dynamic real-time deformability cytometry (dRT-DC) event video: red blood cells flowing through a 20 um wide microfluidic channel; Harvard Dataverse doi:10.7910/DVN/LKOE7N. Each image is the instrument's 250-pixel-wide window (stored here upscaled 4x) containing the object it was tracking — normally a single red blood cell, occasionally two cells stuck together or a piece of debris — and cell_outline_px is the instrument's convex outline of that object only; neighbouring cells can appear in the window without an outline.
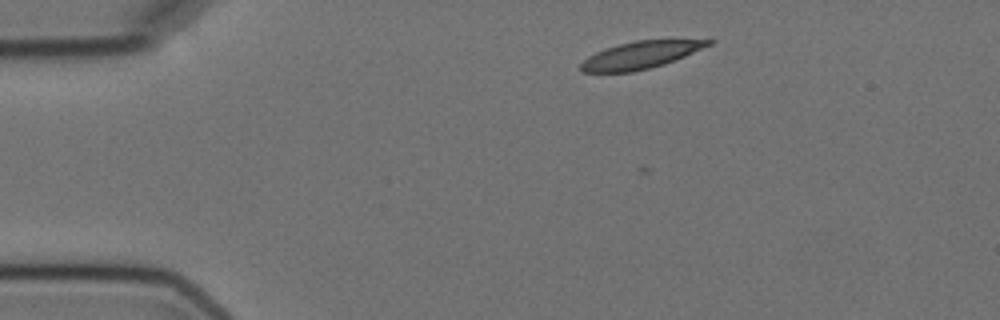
{"species": "Egyptian fruit bat (a non-hibernating species)", "species_latin": "Rousettus aegyptiacus", "temperature_condition": "cold", "stored_images_in_passage": 9, "camera_frame_rate_fps": 3000, "um_per_image_px": 0.085, "animal": {"sex": "female"}, "frame": {"image": 1, "passage_image": 2, "time_ms": 1.0, "image_size_px": [1000, 320], "cell_outline_px": [[716, 40], [712, 44], [684, 56], [664, 64], [632, 72], [584, 72], [580, 68], [580, 64], [588, 56], [596, 52], [620, 44], [636, 40]], "centroid_in_image_um": [54.44, 4.68], "position_along_channel_um": 30.6, "area_um2": 19.83}}
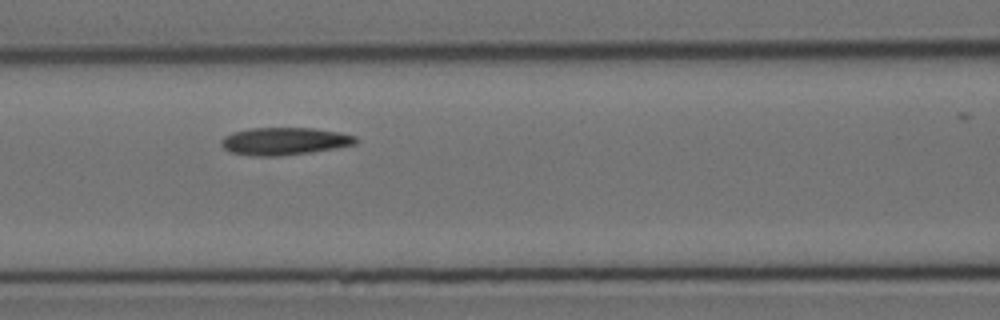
{"frame": {"image": 2, "passage_image": 6, "time_ms": 5.667, "image_size_px": [1000, 320], "cell_outline_px": [[360, 140], [356, 144], [336, 148], [312, 152], [280, 156], [252, 156], [228, 152], [220, 144], [220, 140], [224, 136], [232, 132], [252, 128], [312, 128], [340, 132], [356, 136]], "centroid_in_image_um": [24.17, 12.01], "position_along_channel_um": 142.4, "area_um2": 21.85}}
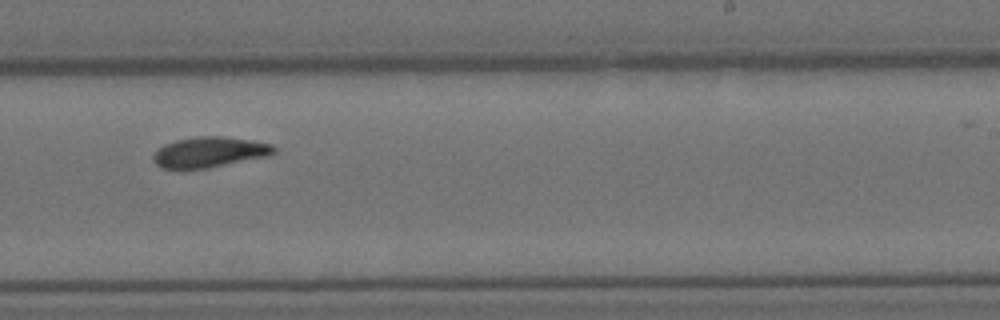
{"frame": {"image": 3, "passage_image": 9, "time_ms": 9.333, "image_size_px": [1000, 320], "cell_outline_px": [[276, 152], [272, 156], [208, 168], [160, 168], [152, 160], [152, 156], [164, 144], [176, 140], [200, 136], [224, 136], [252, 140], [272, 144], [276, 148]], "centroid_in_image_um": [17.87, 12.93], "position_along_channel_um": 271.1, "area_um2": 21.62}}